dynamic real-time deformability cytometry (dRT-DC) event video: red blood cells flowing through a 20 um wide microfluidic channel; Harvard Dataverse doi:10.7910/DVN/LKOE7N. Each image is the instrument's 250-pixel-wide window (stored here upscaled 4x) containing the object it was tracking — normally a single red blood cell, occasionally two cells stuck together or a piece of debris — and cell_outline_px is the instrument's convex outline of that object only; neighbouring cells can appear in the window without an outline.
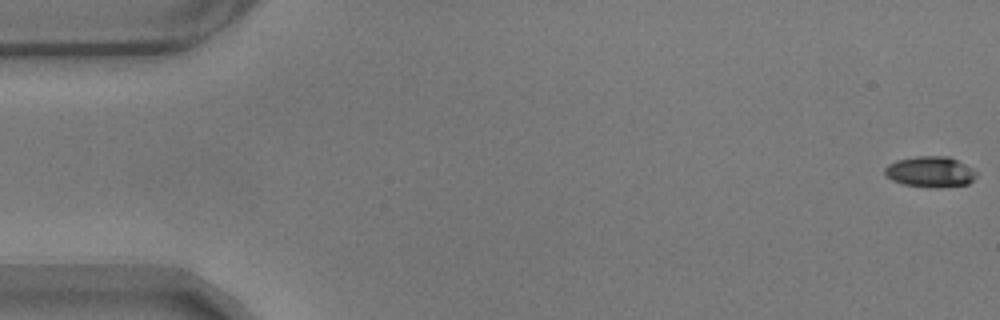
{"species": "common noctule bat (a hibernating species)", "species_latin": "Nyctalus noctula", "temperature_condition": "warm", "stored_images_in_passage": 59, "camera_frame_rate_fps": 3000, "um_per_image_px": 0.085, "animal": {"sex": "male", "body_mass_g": 17.9}, "frame": {"image": 1, "passage_image": 1, "time_ms": 0.0, "image_size_px": [1000, 320], "cell_outline_px": [[976, 176], [968, 184], [936, 188], [904, 184], [892, 180], [884, 172], [884, 168], [888, 164], [896, 160], [916, 156], [948, 156], [972, 168], [976, 172]], "centroid_in_image_um": [79.06, 14.6], "position_along_channel_um": 5.9, "area_um2": 16.3}}
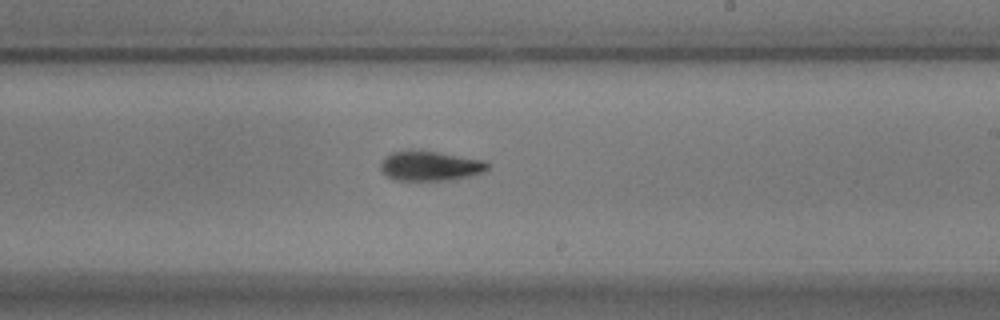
{"frame": {"image": 2, "passage_image": 34, "time_ms": 11.0, "image_size_px": [1000, 320], "cell_outline_px": [[488, 168], [484, 172], [452, 180], [396, 180], [384, 176], [380, 168], [380, 164], [384, 156], [392, 152], [436, 152], [484, 160], [488, 164]], "centroid_in_image_um": [36.54, 14.13], "position_along_channel_um": 252.5, "area_um2": 18.21}}
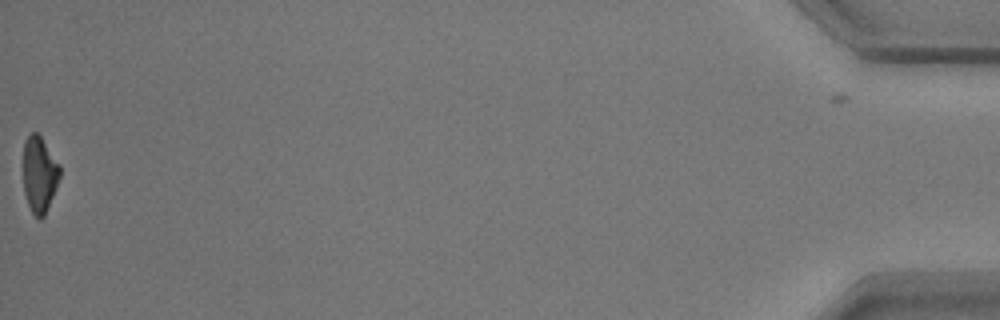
{"frame": {"image": 3, "passage_image": 58, "time_ms": 19.0, "image_size_px": [1000, 320], "cell_outline_px": [[60, 176], [56, 188], [44, 216], [40, 220], [32, 212], [28, 204], [24, 192], [24, 140], [32, 132], [36, 132], [40, 136], [60, 164]], "centroid_in_image_um": [3.36, 14.82], "position_along_channel_um": 431.8, "area_um2": 16.07}, "authors_computed_cell_mechanics": {"area_um2": 17.629, "velocity_mm_per_s": 3.5273, "shape_relaxation_time_tau1_ms": 3.5738, "shape_relaxation_time_tau2_ms": 3.8199, "deformation_change_tau1": 0.1496, "deformation_change_tau2": 0.1027}}